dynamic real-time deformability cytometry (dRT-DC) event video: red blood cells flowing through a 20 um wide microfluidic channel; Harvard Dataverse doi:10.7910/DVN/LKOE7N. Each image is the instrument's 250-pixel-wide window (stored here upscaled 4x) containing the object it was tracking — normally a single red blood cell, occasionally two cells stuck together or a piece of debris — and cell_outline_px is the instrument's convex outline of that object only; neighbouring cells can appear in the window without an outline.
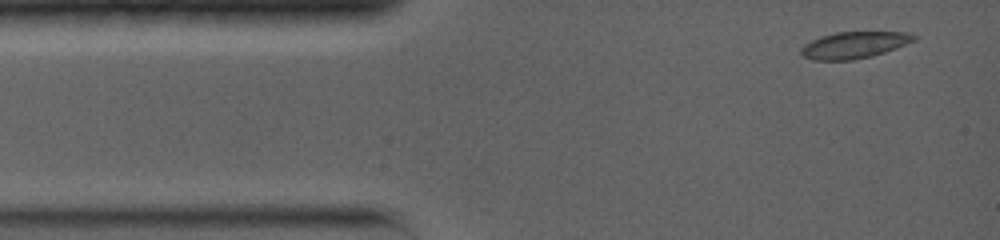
{"species": "common noctule bat (a hibernating species)", "species_latin": "Nyctalus noctula", "temperature_condition": "warm", "stored_images_in_passage": 3, "camera_frame_rate_fps": 5000, "um_per_image_px": 0.085, "animal": {"sex": "female", "body_mass_g": 19.0, "forearm_length_mm": 56.7}, "frame": {"image": 1, "passage_image": 1, "time_ms": 0.0, "image_size_px": [1000, 240], "cell_outline_px": [[916, 40], [884, 52], [872, 56], [852, 60], [812, 60], [804, 56], [800, 52], [800, 48], [804, 44], [812, 40], [836, 32], [908, 32], [916, 36]], "centroid_in_image_um": [72.59, 3.83], "position_along_channel_um": 12.4, "area_um2": 17.34}}
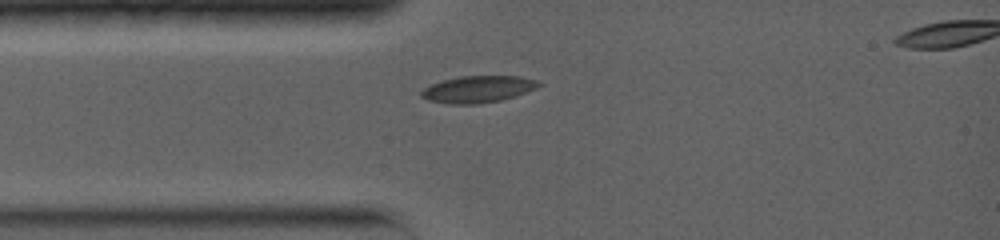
{"frame": {"image": 2, "passage_image": 3, "time_ms": 2.2, "image_size_px": [1000, 240], "cell_outline_px": [[544, 84], [536, 88], [500, 100], [476, 104], [448, 104], [428, 100], [420, 96], [420, 92], [424, 88], [432, 84], [444, 80], [460, 76], [520, 76], [536, 80]], "centroid_in_image_um": [40.6, 7.58], "position_along_channel_um": 44.4, "area_um2": 18.15}}